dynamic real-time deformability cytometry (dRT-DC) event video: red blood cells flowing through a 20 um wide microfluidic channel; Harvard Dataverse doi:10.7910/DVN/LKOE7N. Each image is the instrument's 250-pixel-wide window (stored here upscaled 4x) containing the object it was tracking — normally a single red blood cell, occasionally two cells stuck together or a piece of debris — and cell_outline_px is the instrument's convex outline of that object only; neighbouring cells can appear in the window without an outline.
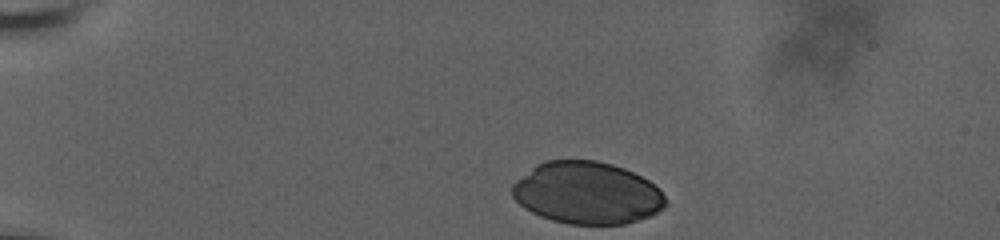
{"species": "human", "species_latin": "Homo sapiens", "temperature_condition": "room temperature", "stored_images_in_passage": 9, "camera_frame_rate_fps": 3000, "um_per_image_px": 0.085, "donor": {"sex": "male"}, "frame": {"image": 1, "passage_image": 1, "time_ms": 0.0, "image_size_px": [1000, 240], "cell_outline_px": [[668, 204], [664, 208], [652, 216], [624, 224], [568, 224], [552, 220], [540, 216], [524, 208], [512, 196], [512, 184], [516, 180], [536, 164], [544, 160], [596, 160], [612, 164], [624, 168], [648, 180], [664, 196]], "centroid_in_image_um": [49.89, 16.4], "position_along_channel_um": 35.1, "area_um2": 55.66}}
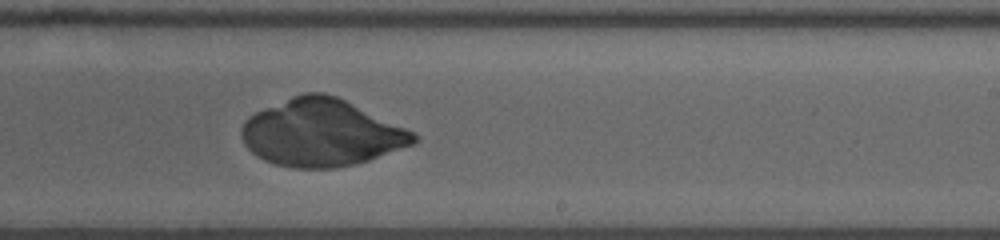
{"frame": {"image": 2, "passage_image": 9, "time_ms": 8.333, "image_size_px": [1000, 240], "cell_outline_px": [[416, 140], [412, 144], [368, 160], [356, 164], [336, 168], [292, 168], [276, 164], [264, 160], [256, 156], [244, 144], [240, 136], [240, 128], [244, 120], [248, 116], [264, 108], [292, 96], [304, 92], [324, 92], [336, 96], [404, 128], [412, 132], [416, 136]], "centroid_in_image_um": [27.23, 11.29], "position_along_channel_um": 261.8, "area_um2": 66.7}}